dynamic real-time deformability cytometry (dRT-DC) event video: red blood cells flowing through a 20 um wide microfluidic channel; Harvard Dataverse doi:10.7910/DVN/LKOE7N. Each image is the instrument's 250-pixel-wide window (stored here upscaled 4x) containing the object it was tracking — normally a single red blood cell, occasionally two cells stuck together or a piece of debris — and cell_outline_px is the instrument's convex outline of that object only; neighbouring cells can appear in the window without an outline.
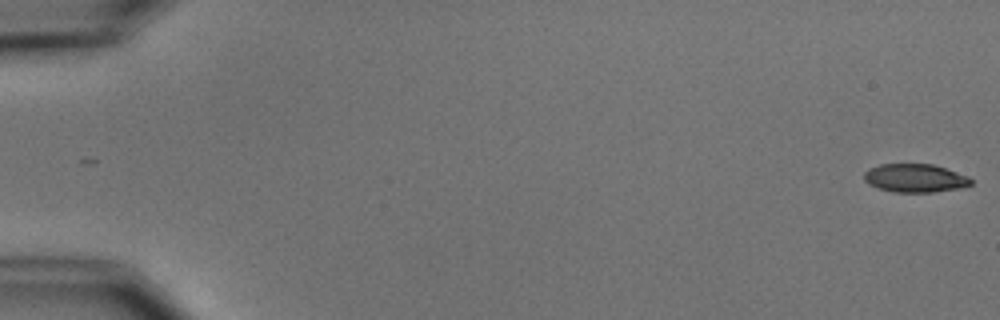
{"species": "common noctule bat (a hibernating species)", "species_latin": "Nyctalus noctula", "temperature_condition": "cold", "stored_images_in_passage": 9, "camera_frame_rate_fps": 3000, "um_per_image_px": 0.085, "animal": {"sex": "male", "body_mass_g": 15.6}, "frame": {"image": 1, "passage_image": 1, "time_ms": 0.0, "image_size_px": [1000, 320], "cell_outline_px": [[972, 184], [960, 188], [932, 192], [892, 192], [868, 184], [864, 180], [864, 172], [868, 168], [880, 164], [932, 164], [968, 176], [972, 180]], "centroid_in_image_um": [77.75, 15.14], "position_along_channel_um": 7.2, "area_um2": 17.63}}
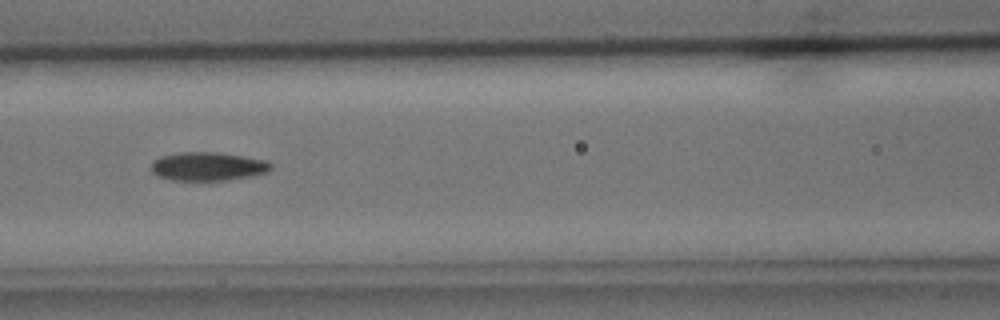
{"frame": {"image": 2, "passage_image": 8, "time_ms": 8.0, "image_size_px": [1000, 320], "cell_outline_px": [[272, 168], [268, 172], [252, 176], [228, 180], [172, 180], [156, 176], [152, 172], [152, 160], [160, 156], [180, 152], [216, 152], [268, 160], [272, 164]], "centroid_in_image_um": [17.67, 14.14], "position_along_channel_um": 148.9, "area_um2": 20.11}}
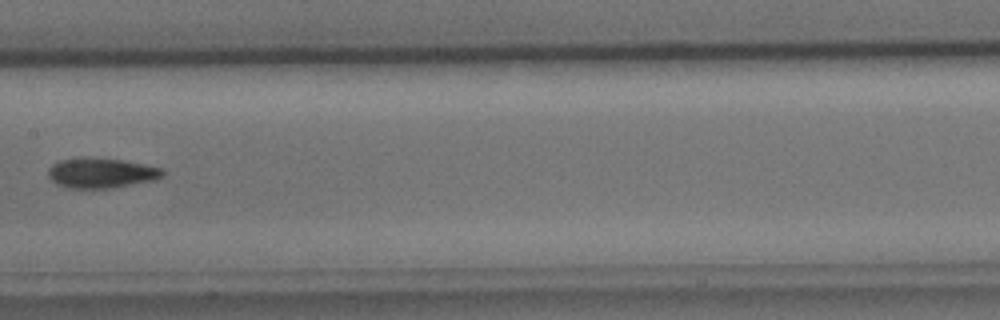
{"frame": {"image": 3, "passage_image": 9, "time_ms": 9.333, "image_size_px": [1000, 320], "cell_outline_px": [[164, 176], [156, 180], [112, 188], [68, 188], [56, 184], [48, 176], [48, 168], [52, 164], [60, 160], [80, 156], [120, 160], [164, 168]], "centroid_in_image_um": [8.59, 14.7], "position_along_channel_um": 198.8, "area_um2": 20.29}}